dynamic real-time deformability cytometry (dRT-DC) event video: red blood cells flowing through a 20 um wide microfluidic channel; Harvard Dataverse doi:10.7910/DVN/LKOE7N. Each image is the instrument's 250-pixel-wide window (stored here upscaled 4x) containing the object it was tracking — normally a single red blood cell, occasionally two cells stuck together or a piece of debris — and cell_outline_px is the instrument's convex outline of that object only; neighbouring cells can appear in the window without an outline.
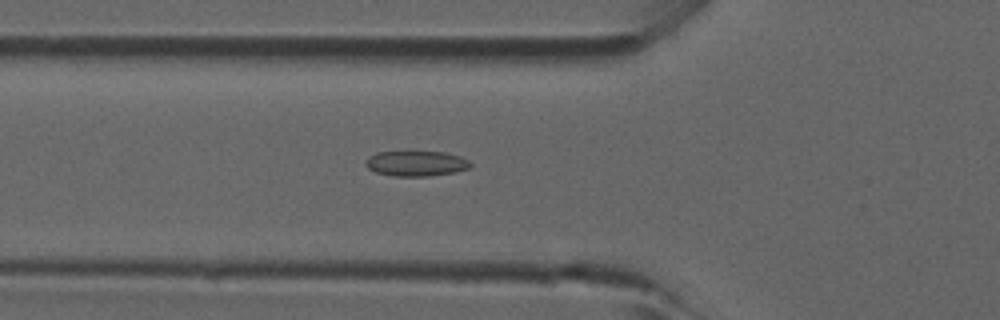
{"species": "common noctule bat (a hibernating species)", "species_latin": "Nyctalus noctula", "temperature_condition": "room temperature", "stored_images_in_passage": 33, "camera_frame_rate_fps": 3000, "um_per_image_px": 0.085, "animal": {"sex": "male", "forearm_length_mm": 52.5}, "frame": {"image": 1, "passage_image": 10, "time_ms": 3.0, "image_size_px": [1000, 320], "cell_outline_px": [[472, 164], [468, 168], [456, 172], [428, 176], [392, 176], [376, 172], [368, 168], [364, 164], [364, 160], [368, 156], [376, 152], [444, 152], [460, 156], [468, 160]], "centroid_in_image_um": [35.34, 13.9], "position_along_channel_um": 90.5, "area_um2": 15.49}}